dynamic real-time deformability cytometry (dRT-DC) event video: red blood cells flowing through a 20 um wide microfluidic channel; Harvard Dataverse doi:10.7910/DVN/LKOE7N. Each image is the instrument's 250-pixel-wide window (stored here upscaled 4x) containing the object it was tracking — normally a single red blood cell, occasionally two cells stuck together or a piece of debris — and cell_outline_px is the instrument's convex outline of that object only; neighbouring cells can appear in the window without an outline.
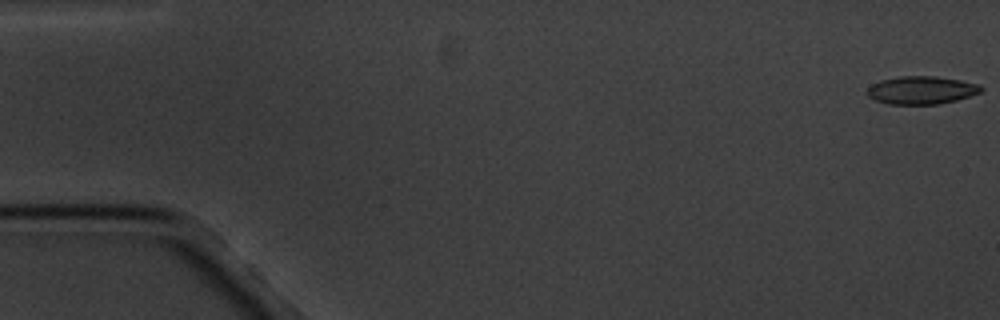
{"species": "common noctule bat (a hibernating species)", "species_latin": "Nyctalus noctula", "temperature_condition": "cold", "stored_images_in_passage": 4, "camera_frame_rate_fps": 3000, "um_per_image_px": 0.085, "animal": {"sex": "male", "body_mass_g": 20.1, "forearm_length_mm": 53.5}, "frame": {"image": 1, "passage_image": 1, "time_ms": 0.0, "image_size_px": [1000, 320], "cell_outline_px": [[984, 88], [980, 92], [956, 100], [936, 104], [888, 104], [876, 100], [868, 96], [868, 88], [872, 84], [880, 80], [900, 76], [936, 76], [960, 80], [980, 84]], "centroid_in_image_um": [78.33, 7.65], "position_along_channel_um": 6.7, "area_um2": 18.44}}
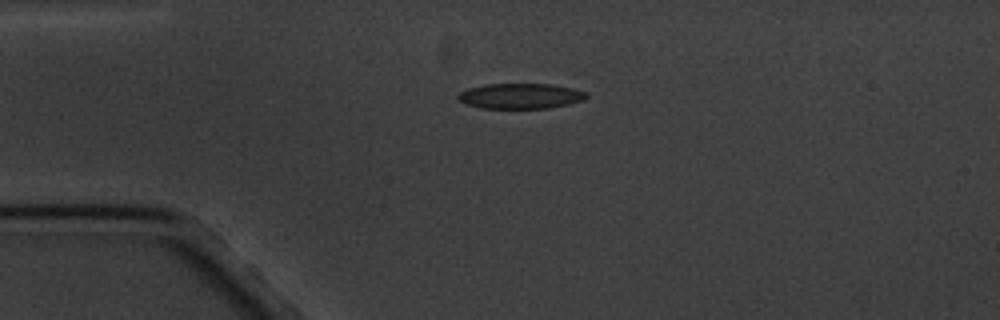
{"frame": {"image": 2, "passage_image": 4, "time_ms": 4.333, "image_size_px": [1000, 320], "cell_outline_px": [[588, 96], [584, 100], [568, 104], [548, 108], [480, 108], [468, 104], [460, 100], [456, 96], [460, 92], [468, 88], [484, 84], [552, 84], [572, 88], [584, 92]], "centroid_in_image_um": [44.23, 8.16], "position_along_channel_um": 40.8, "area_um2": 18.84}}